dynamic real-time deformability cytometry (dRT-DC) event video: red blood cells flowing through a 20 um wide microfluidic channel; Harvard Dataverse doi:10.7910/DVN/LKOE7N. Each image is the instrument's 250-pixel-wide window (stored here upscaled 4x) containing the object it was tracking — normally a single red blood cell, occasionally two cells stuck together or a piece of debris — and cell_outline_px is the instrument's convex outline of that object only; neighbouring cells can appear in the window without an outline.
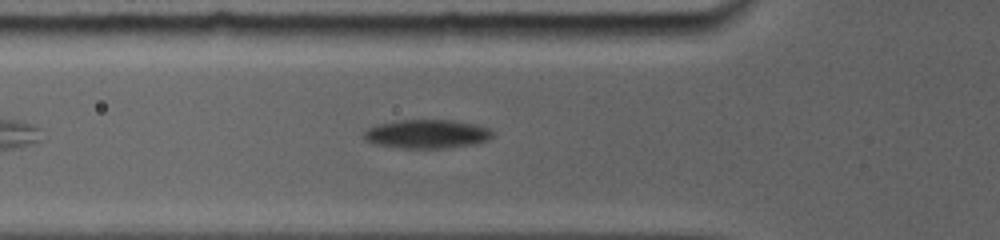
{"species": "common noctule bat (a hibernating species)", "species_latin": "Nyctalus noctula", "temperature_condition": "room temperature", "stored_images_in_passage": 25, "camera_frame_rate_fps": 5000, "um_per_image_px": 0.085, "animal": {"sex": "female", "body_mass_g": 19.0, "forearm_length_mm": 56.7}, "frame": {"image": 1, "passage_image": 6, "time_ms": 2.8, "image_size_px": [1000, 240], "cell_outline_px": [[492, 136], [484, 140], [468, 144], [436, 148], [404, 148], [380, 144], [368, 140], [364, 136], [364, 132], [368, 128], [380, 124], [404, 120], [448, 120], [472, 124], [484, 128], [492, 132]], "centroid_in_image_um": [36.23, 11.38], "position_along_channel_um": 89.6, "area_um2": 20.4}}
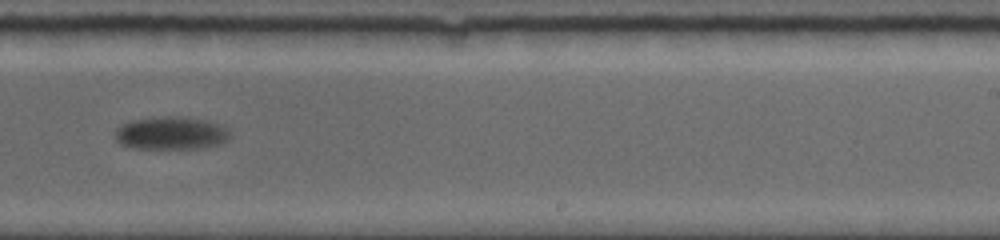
{"frame": {"image": 2, "passage_image": 15, "time_ms": 8.0, "image_size_px": [1000, 240], "cell_outline_px": [[228, 140], [220, 144], [200, 148], [132, 148], [120, 144], [116, 140], [116, 128], [132, 120], [160, 116], [184, 116], [208, 120], [228, 128]], "centroid_in_image_um": [14.55, 11.3], "position_along_channel_um": 274.5, "area_um2": 22.08}}
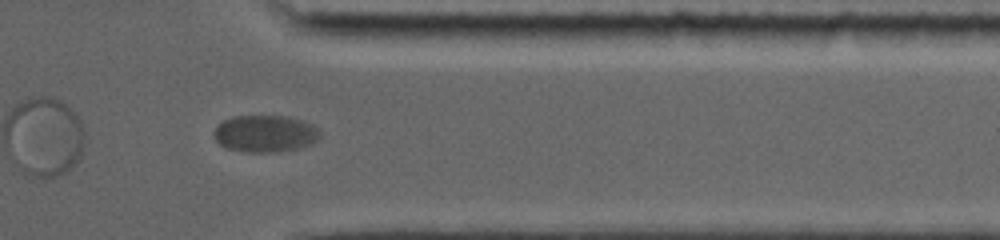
{"frame": {"image": 3, "passage_image": 21, "time_ms": 11.2, "image_size_px": [1000, 240], "cell_outline_px": [[320, 136], [312, 144], [300, 148], [276, 152], [248, 152], [224, 148], [216, 140], [212, 132], [216, 124], [232, 116], [288, 116], [312, 124], [320, 132]], "centroid_in_image_um": [22.5, 11.36], "position_along_channel_um": 388.9, "area_um2": 23.06}}